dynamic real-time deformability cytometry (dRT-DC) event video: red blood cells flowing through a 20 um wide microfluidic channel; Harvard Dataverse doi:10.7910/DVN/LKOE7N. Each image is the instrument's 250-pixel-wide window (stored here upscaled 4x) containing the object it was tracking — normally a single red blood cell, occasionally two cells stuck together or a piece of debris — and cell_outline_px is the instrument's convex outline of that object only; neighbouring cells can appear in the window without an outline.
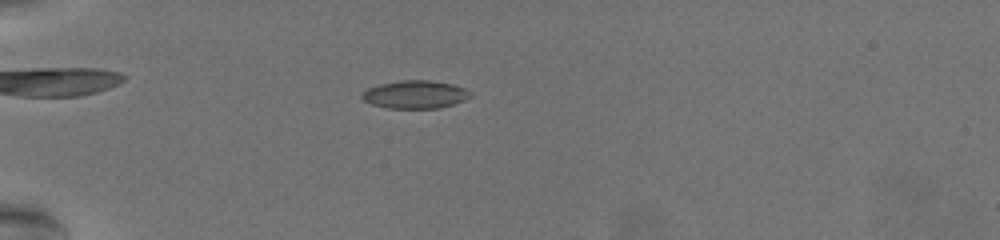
{"species": "common noctule bat (a hibernating species)", "species_latin": "Nyctalus noctula", "temperature_condition": "warm", "stored_images_in_passage": 59, "camera_frame_rate_fps": 3000, "um_per_image_px": 0.085, "animal": {"sex": "female", "body_mass_g": 19.5, "forearm_length_mm": 54.1}, "frame": {"image": 1, "passage_image": 17, "time_ms": 5.333, "image_size_px": [1000, 240], "cell_outline_px": [[472, 96], [464, 100], [440, 108], [388, 108], [372, 104], [364, 100], [360, 96], [368, 88], [380, 84], [404, 80], [428, 80], [452, 84], [464, 88], [472, 92]], "centroid_in_image_um": [35.31, 8.03], "position_along_channel_um": 49.7, "area_um2": 17.51}}
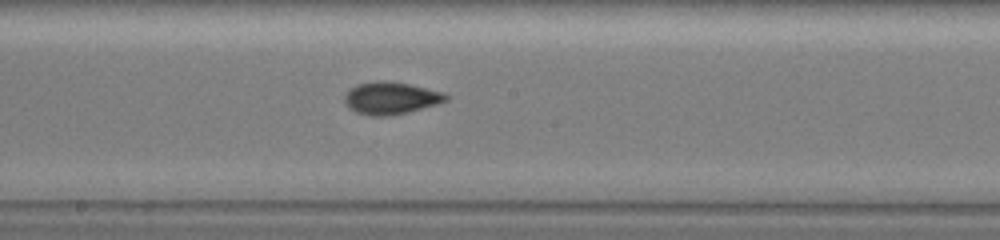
{"frame": {"image": 2, "passage_image": 34, "time_ms": 11.0, "image_size_px": [1000, 240], "cell_outline_px": [[448, 96], [444, 100], [436, 104], [408, 112], [388, 116], [368, 116], [356, 112], [348, 108], [344, 100], [344, 96], [352, 88], [360, 84], [408, 84], [440, 92]], "centroid_in_image_um": [33.18, 8.41], "position_along_channel_um": 215.0, "area_um2": 17.86}}
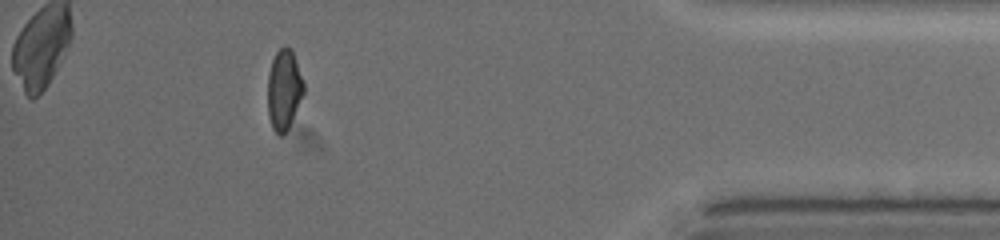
{"frame": {"image": 3, "passage_image": 54, "time_ms": 17.667, "image_size_px": [1000, 240], "cell_outline_px": [[304, 92], [288, 128], [280, 136], [272, 128], [268, 116], [268, 72], [272, 60], [276, 52], [284, 44], [292, 52], [304, 84]], "centroid_in_image_um": [24.11, 7.62], "position_along_channel_um": 411.1, "area_um2": 16.53}, "authors_computed_cell_mechanics": {"area_um2": 17.5134, "velocity_mm_per_s": 3.523, "shape_relaxation_time_tau1_ms": 6.1638, "shape_relaxation_time_tau2_ms": 2.6632, "deformation_change_tau1": 0.1529, "deformation_change_tau2": 0.0778}}